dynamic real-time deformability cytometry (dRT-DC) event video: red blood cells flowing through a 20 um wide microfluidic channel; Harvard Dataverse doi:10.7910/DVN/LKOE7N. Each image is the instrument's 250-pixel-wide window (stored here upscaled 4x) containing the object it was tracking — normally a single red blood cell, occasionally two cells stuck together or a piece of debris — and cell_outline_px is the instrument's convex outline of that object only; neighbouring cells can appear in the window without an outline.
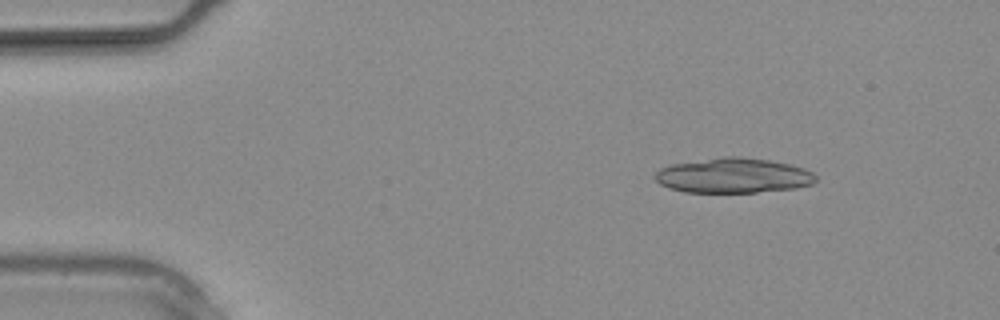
{"species": "common noctule bat (a hibernating species)", "species_latin": "Nyctalus noctula", "temperature_condition": "warm", "stored_images_in_passage": 17, "segment_of_instrument_passage": [1, 2], "camera_frame_rate_fps": 3000, "um_per_image_px": 0.085, "animal": {"sex": "male", "body_mass_g": 20.4}, "frame": {"image": 1, "passage_image": 1, "time_ms": 0.0, "image_size_px": [1000, 320], "cell_outline_px": [[816, 180], [812, 184], [796, 188], [756, 192], [684, 192], [668, 188], [660, 184], [652, 176], [660, 168], [672, 164], [724, 156], [740, 156], [768, 160], [788, 164], [804, 168], [812, 172], [816, 176]], "centroid_in_image_um": [62.31, 14.92], "position_along_channel_um": 22.7, "area_um2": 32.77}}